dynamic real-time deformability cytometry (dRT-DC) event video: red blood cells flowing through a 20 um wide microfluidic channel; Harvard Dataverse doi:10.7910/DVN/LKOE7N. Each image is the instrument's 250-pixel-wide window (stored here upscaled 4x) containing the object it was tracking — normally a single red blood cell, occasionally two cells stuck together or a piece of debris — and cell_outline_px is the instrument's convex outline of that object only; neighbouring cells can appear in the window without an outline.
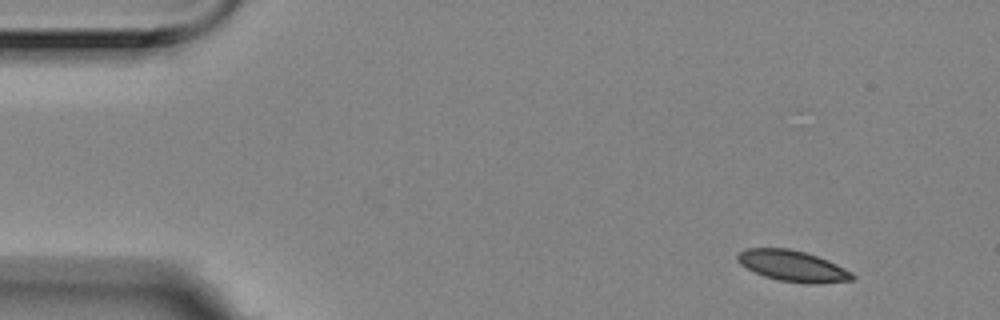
{"species": "Egyptian fruit bat (a non-hibernating species)", "species_latin": "Rousettus aegyptiacus", "temperature_condition": "room temperature", "stored_images_in_passage": 4, "camera_frame_rate_fps": 3000, "um_per_image_px": 0.085, "animal": {"sex": "female"}, "frame": {"image": 1, "passage_image": 1, "time_ms": 0.0, "image_size_px": [1000, 320], "cell_outline_px": [[856, 280], [816, 284], [804, 284], [780, 280], [764, 276], [740, 264], [736, 260], [736, 256], [744, 248], [788, 248], [804, 252], [828, 260], [852, 272], [856, 276]], "centroid_in_image_um": [67.41, 22.62], "position_along_channel_um": 17.6, "area_um2": 20.81}}
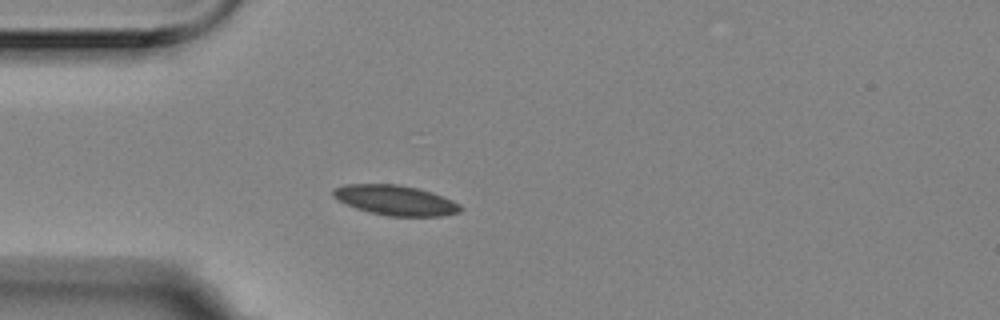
{"frame": {"image": 2, "passage_image": 4, "time_ms": 1.0, "image_size_px": [1000, 320], "cell_outline_px": [[464, 208], [460, 212], [440, 216], [388, 216], [368, 212], [356, 208], [332, 196], [332, 188], [344, 184], [400, 184], [432, 192], [452, 200], [460, 204]], "centroid_in_image_um": [33.62, 17.02], "position_along_channel_um": 51.4, "area_um2": 22.31}}